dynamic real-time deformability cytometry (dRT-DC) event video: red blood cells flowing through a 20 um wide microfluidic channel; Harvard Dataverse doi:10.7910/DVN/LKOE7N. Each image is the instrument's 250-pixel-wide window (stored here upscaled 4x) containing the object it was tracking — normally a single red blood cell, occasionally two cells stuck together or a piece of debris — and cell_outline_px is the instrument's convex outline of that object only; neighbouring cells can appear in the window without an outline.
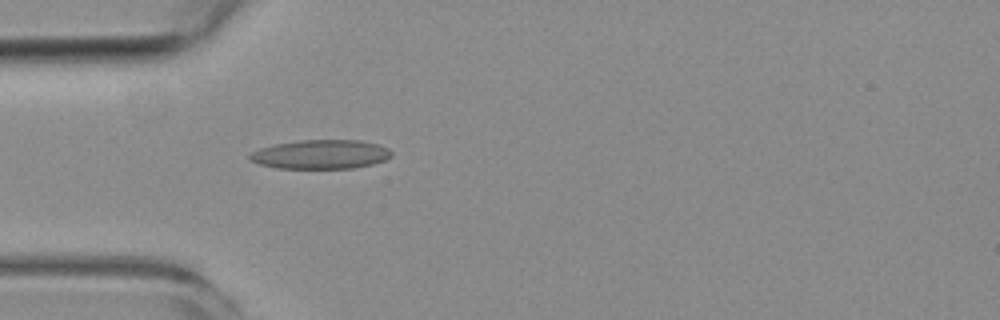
{"species": "common noctule bat (a hibernating species)", "species_latin": "Nyctalus noctula", "temperature_condition": "room temperature", "stored_images_in_passage": 1, "camera_frame_rate_fps": 3000, "um_per_image_px": 0.085, "animal": {"sex": "female", "body_mass_g": 19.3, "forearm_length_mm": 54.1}, "frame": {"image": 1, "passage_image": 1, "time_ms": 0.0, "image_size_px": [1000, 320], "cell_outline_px": [[392, 156], [384, 160], [372, 164], [352, 168], [276, 168], [260, 164], [252, 160], [248, 156], [252, 152], [260, 148], [276, 144], [300, 140], [360, 140], [376, 144], [388, 148], [392, 152]], "centroid_in_image_um": [27.28, 13.12], "position_along_channel_um": 57.7, "area_um2": 23.81}}